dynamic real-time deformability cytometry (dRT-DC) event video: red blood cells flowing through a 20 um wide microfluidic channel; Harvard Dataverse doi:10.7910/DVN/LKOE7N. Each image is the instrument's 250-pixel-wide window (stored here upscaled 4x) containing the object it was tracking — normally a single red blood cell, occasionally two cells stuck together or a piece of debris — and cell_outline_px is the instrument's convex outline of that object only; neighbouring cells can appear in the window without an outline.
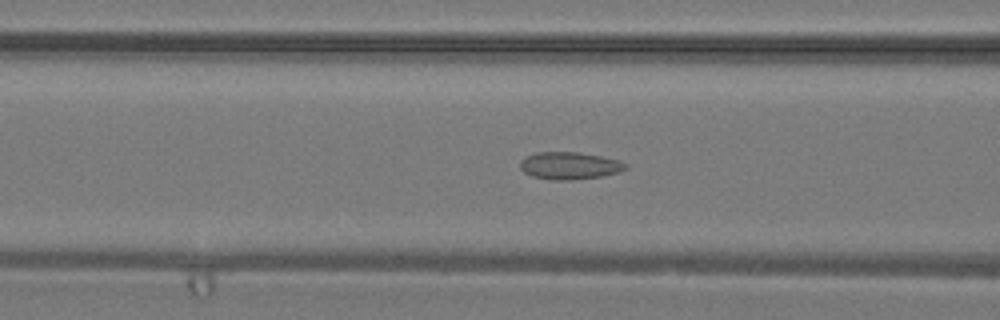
{"species": "common noctule bat (a hibernating species)", "species_latin": "Nyctalus noctula", "temperature_condition": "warm", "stored_images_in_passage": 36, "camera_frame_rate_fps": 3000, "um_per_image_px": 0.085, "animal": {"sex": "male", "body_mass_g": 19.2, "forearm_length_mm": 51.8}, "frame": {"image": 1, "passage_image": 11, "time_ms": 3.333, "image_size_px": [1000, 320], "cell_outline_px": [[628, 168], [620, 172], [604, 176], [568, 180], [552, 180], [532, 176], [524, 172], [520, 168], [520, 160], [524, 156], [536, 152], [576, 152], [600, 156], [616, 160], [628, 164]], "centroid_in_image_um": [48.39, 14.08], "position_along_channel_um": 118.2, "area_um2": 16.88}}
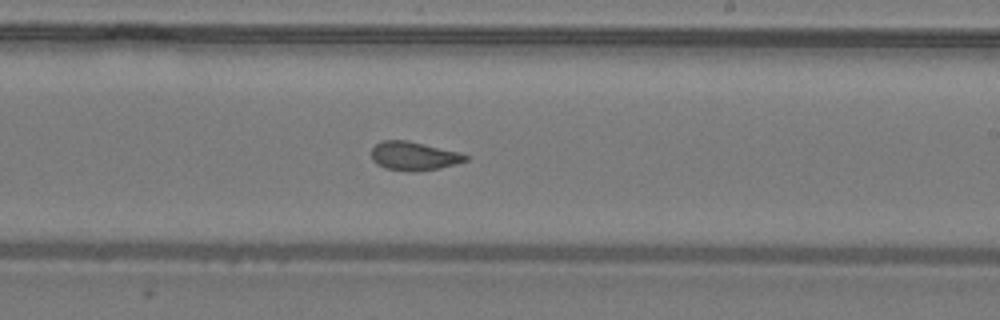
{"frame": {"image": 2, "passage_image": 19, "time_ms": 6.0, "image_size_px": [1000, 320], "cell_outline_px": [[468, 160], [456, 164], [440, 168], [412, 172], [384, 168], [376, 164], [372, 160], [372, 148], [380, 140], [408, 140], [460, 152], [468, 156]], "centroid_in_image_um": [35.17, 13.26], "position_along_channel_um": 253.8, "area_um2": 15.9}}
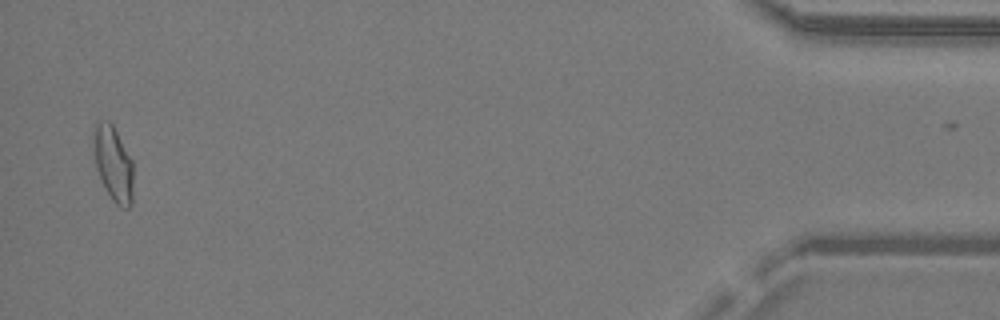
{"frame": {"image": 3, "passage_image": 34, "time_ms": 11.0, "image_size_px": [1000, 320], "cell_outline_px": [[132, 204], [128, 208], [120, 208], [112, 200], [96, 168], [92, 136], [92, 132], [96, 120], [108, 120], [112, 124], [132, 160]], "centroid_in_image_um": [9.61, 13.87], "position_along_channel_um": 425.6, "area_um2": 17.34}}